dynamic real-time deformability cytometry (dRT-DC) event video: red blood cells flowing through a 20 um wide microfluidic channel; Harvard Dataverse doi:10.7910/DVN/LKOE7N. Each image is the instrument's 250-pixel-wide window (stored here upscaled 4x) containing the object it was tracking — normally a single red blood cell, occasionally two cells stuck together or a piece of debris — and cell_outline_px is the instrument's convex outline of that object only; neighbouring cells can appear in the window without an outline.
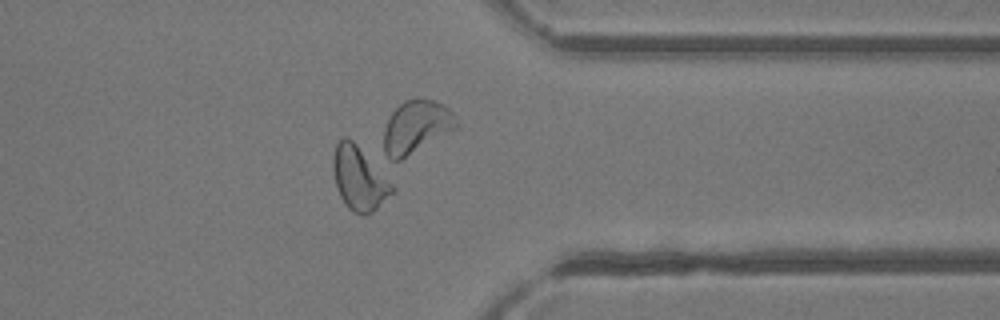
{"species": "common noctule bat (a hibernating species)", "species_latin": "Nyctalus noctula", "temperature_condition": "room temperature", "stored_images_in_passage": 37, "camera_frame_rate_fps": 3000, "um_per_image_px": 0.085, "animal": {"sex": "female"}, "frame": {"image": 1, "passage_image": 27, "time_ms": 8.667, "image_size_px": [1000, 320], "cell_outline_px": [[396, 192], [372, 212], [360, 216], [352, 212], [344, 204], [340, 196], [336, 184], [332, 168], [332, 156], [336, 144], [344, 136], [352, 140], [356, 144], [396, 188]], "centroid_in_image_um": [30.52, 15.21], "position_along_channel_um": 380.9, "area_um2": 21.85}}